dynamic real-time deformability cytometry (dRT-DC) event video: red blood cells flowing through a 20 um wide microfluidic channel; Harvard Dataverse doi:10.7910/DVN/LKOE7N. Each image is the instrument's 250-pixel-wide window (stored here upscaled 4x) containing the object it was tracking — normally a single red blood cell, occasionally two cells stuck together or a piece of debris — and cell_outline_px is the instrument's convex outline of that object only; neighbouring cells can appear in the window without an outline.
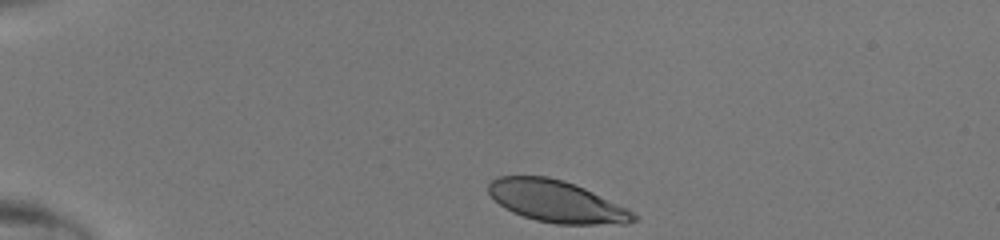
{"species": "human", "species_latin": "Homo sapiens", "temperature_condition": "room temperature", "stored_images_in_passage": 32, "camera_frame_rate_fps": 3000, "um_per_image_px": 0.085, "donor": {"sex": "male"}, "frame": {"image": 1, "passage_image": 1, "time_ms": 0.0, "image_size_px": [1000, 240], "cell_outline_px": [[640, 216], [636, 220], [624, 224], [556, 224], [536, 220], [512, 212], [504, 208], [488, 192], [488, 184], [492, 180], [500, 176], [548, 176], [564, 180], [584, 188], [628, 208]], "centroid_in_image_um": [47.34, 17.12], "position_along_channel_um": 37.7, "area_um2": 35.32}}
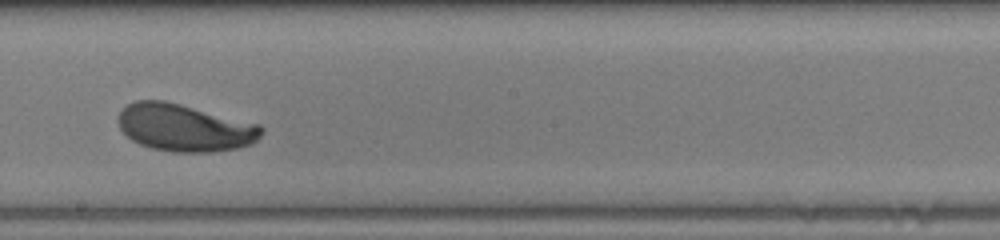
{"frame": {"image": 2, "passage_image": 19, "time_ms": 6.0, "image_size_px": [1000, 240], "cell_outline_px": [[264, 132], [252, 144], [236, 148], [212, 152], [172, 152], [152, 148], [140, 144], [132, 140], [120, 128], [116, 120], [120, 112], [128, 104], [136, 100], [164, 100], [260, 124], [264, 128]], "centroid_in_image_um": [15.7, 10.85], "position_along_channel_um": 232.5, "area_um2": 39.48}}
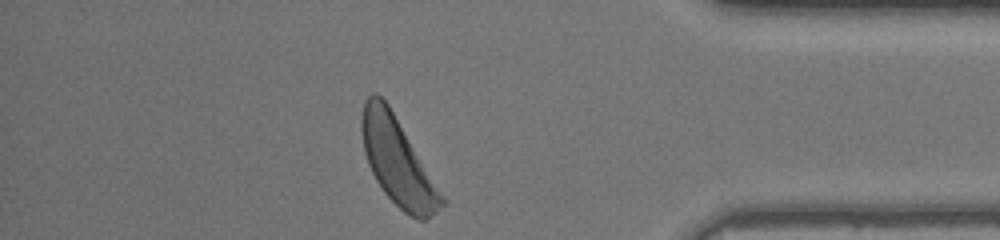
{"frame": {"image": 3, "passage_image": 32, "time_ms": 10.333, "image_size_px": [1000, 240], "cell_outline_px": [[448, 200], [436, 212], [424, 220], [420, 220], [404, 212], [384, 192], [376, 180], [368, 164], [364, 152], [360, 128], [360, 120], [364, 100], [372, 92], [376, 92], [388, 104]], "centroid_in_image_um": [33.8, 13.71], "position_along_channel_um": 401.4, "area_um2": 40.63}}